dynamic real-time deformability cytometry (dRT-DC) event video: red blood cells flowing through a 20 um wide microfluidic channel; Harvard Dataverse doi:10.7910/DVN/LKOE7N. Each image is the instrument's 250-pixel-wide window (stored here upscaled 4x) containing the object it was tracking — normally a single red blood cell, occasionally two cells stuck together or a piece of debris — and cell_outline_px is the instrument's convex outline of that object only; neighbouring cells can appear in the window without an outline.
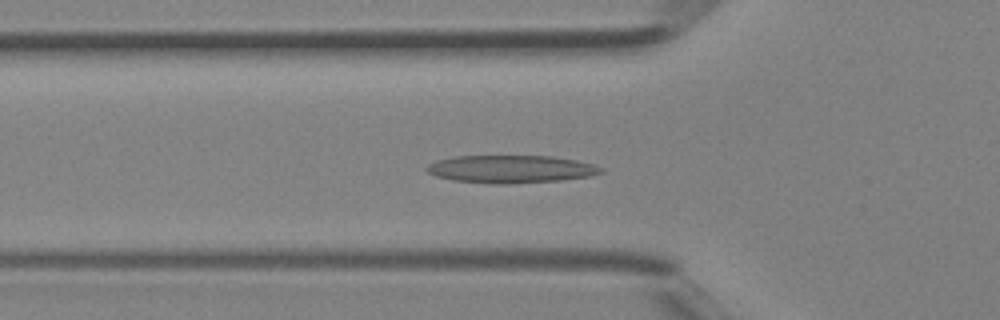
{"species": "Egyptian fruit bat (a non-hibernating species)", "species_latin": "Rousettus aegyptiacus", "temperature_condition": "room temperature", "stored_images_in_passage": 30, "camera_frame_rate_fps": 3000, "um_per_image_px": 0.085, "animal": {"sex": "female"}, "frame": {"image": 1, "passage_image": 2, "time_ms": 0.333, "image_size_px": [1000, 320], "cell_outline_px": [[604, 172], [592, 176], [560, 180], [504, 184], [496, 184], [452, 180], [436, 176], [428, 172], [424, 168], [428, 164], [436, 160], [456, 156], [552, 156], [576, 160], [592, 164], [604, 168]], "centroid_in_image_um": [43.43, 14.37], "position_along_channel_um": 82.4, "area_um2": 28.21}}
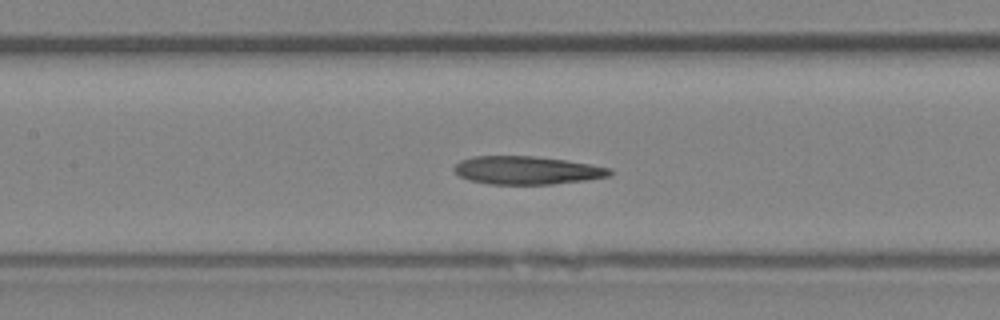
{"frame": {"image": 2, "passage_image": 7, "time_ms": 2.0, "image_size_px": [1000, 320], "cell_outline_px": [[612, 172], [608, 176], [584, 180], [552, 184], [488, 184], [468, 180], [460, 176], [452, 168], [460, 160], [472, 156], [532, 156], [564, 160], [612, 168]], "centroid_in_image_um": [44.73, 14.47], "position_along_channel_um": 162.7, "area_um2": 25.37}}
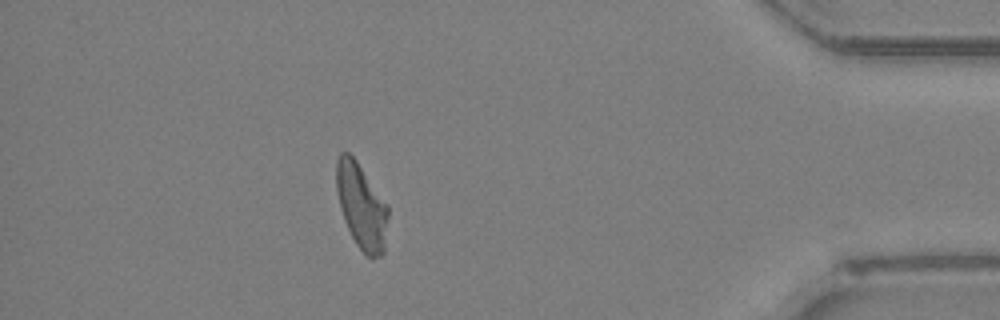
{"frame": {"image": 3, "passage_image": 25, "time_ms": 8.0, "image_size_px": [1000, 320], "cell_outline_px": [[388, 216], [384, 252], [380, 256], [372, 260], [356, 244], [344, 220], [340, 208], [336, 188], [336, 160], [340, 152], [348, 152], [356, 160], [388, 204]], "centroid_in_image_um": [30.73, 17.52], "position_along_channel_um": 404.5, "area_um2": 25.78}}